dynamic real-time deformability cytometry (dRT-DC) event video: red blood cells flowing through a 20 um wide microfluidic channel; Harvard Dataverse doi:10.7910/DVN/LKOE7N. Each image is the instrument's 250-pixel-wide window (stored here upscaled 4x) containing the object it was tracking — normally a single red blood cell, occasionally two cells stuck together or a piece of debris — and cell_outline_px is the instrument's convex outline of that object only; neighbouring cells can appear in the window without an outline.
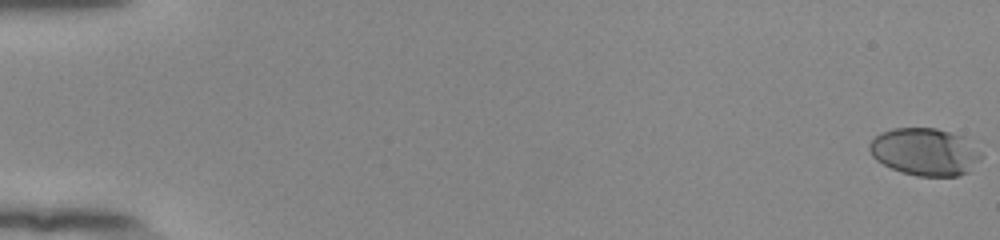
{"species": "human", "species_latin": "Homo sapiens", "temperature_condition": "room temperature", "stored_images_in_passage": 56, "camera_frame_rate_fps": 3000, "um_per_image_px": 0.085, "donor": {"sex": "female"}, "frame": {"image": 1, "passage_image": 1, "time_ms": 0.0, "image_size_px": [1000, 240], "cell_outline_px": [[984, 156], [968, 172], [956, 176], [916, 176], [900, 172], [876, 160], [872, 156], [868, 148], [868, 144], [876, 136], [892, 128], [936, 128], [964, 136]], "centroid_in_image_um": [78.62, 12.91], "position_along_channel_um": 6.4, "area_um2": 30.92}}
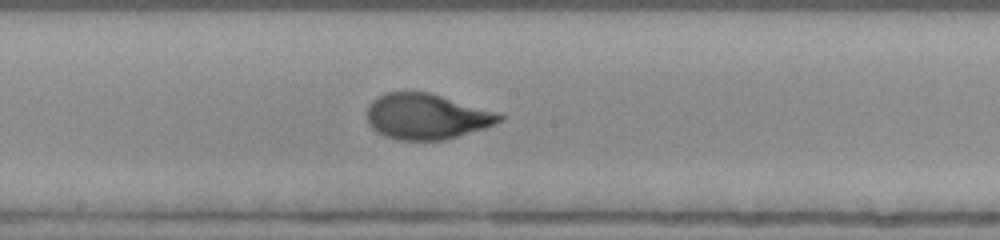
{"frame": {"image": 2, "passage_image": 32, "time_ms": 10.333, "image_size_px": [1000, 240], "cell_outline_px": [[504, 120], [484, 128], [444, 140], [396, 140], [384, 136], [376, 132], [368, 124], [368, 104], [372, 100], [384, 92], [428, 92], [496, 112], [504, 116]], "centroid_in_image_um": [36.22, 9.91], "position_along_channel_um": 212.0, "area_um2": 35.08}}
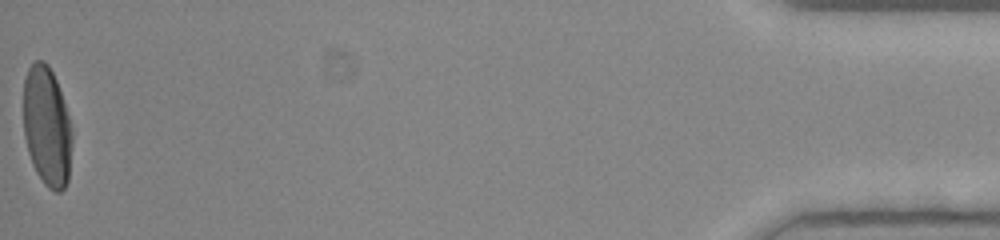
{"frame": {"image": 3, "passage_image": 56, "time_ms": 18.333, "image_size_px": [1000, 240], "cell_outline_px": [[72, 144], [68, 180], [64, 188], [60, 192], [56, 192], [48, 188], [44, 184], [36, 172], [32, 164], [28, 152], [24, 136], [24, 80], [28, 68], [36, 60], [44, 60], [48, 64], [56, 80], [68, 116], [72, 132]], "centroid_in_image_um": [3.98, 10.78], "position_along_channel_um": 431.2, "area_um2": 33.93}, "authors_computed_cell_mechanics": {"area_um2": 34.1598, "velocity_mm_per_s": 3.8642, "shape_relaxation_time_tau1_ms": 3.6027, "shape_relaxation_time_tau2_ms": null, "deformation_change_tau1": 0.1806, "deformation_change_tau2": null}}